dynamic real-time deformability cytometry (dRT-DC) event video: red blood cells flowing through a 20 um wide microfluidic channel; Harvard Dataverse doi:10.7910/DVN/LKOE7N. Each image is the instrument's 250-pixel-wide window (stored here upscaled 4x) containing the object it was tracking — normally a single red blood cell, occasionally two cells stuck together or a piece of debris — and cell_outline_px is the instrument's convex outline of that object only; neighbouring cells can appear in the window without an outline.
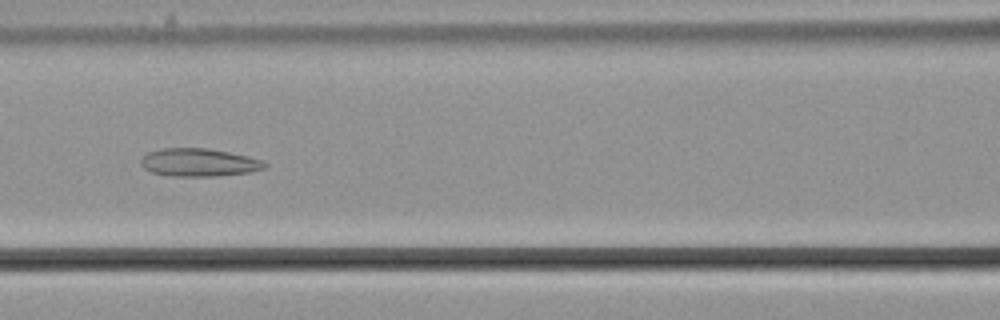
{"species": "common noctule bat (a hibernating species)", "species_latin": "Nyctalus noctula", "temperature_condition": "cold", "stored_images_in_passage": 57, "camera_frame_rate_fps": 3000, "um_per_image_px": 0.085, "animal": {"sex": "male", "body_mass_g": 21.5, "forearm_length_mm": 52.0}, "frame": {"image": 1, "passage_image": 26, "time_ms": 8.333, "image_size_px": [1000, 320], "cell_outline_px": [[268, 168], [248, 172], [216, 176], [172, 176], [152, 172], [144, 168], [140, 164], [140, 160], [148, 152], [164, 148], [208, 148], [248, 156], [264, 160], [268, 164]], "centroid_in_image_um": [16.94, 13.8], "position_along_channel_um": 149.7, "area_um2": 20.23}}
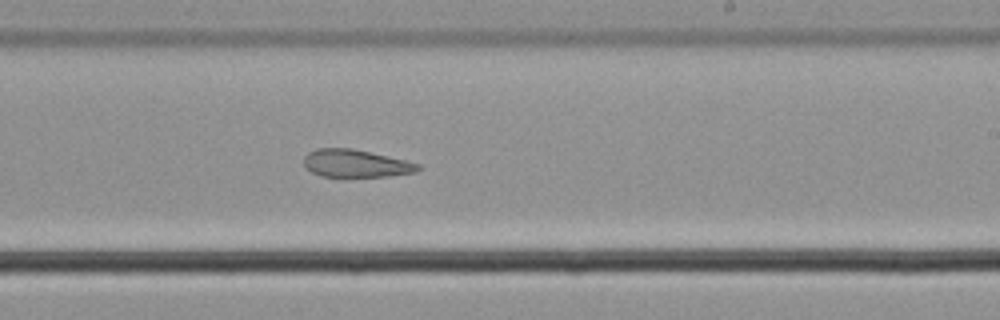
{"frame": {"image": 2, "passage_image": 35, "time_ms": 11.333, "image_size_px": [1000, 320], "cell_outline_px": [[424, 168], [416, 172], [388, 176], [320, 176], [304, 168], [304, 156], [308, 152], [316, 148], [352, 148], [404, 160], [420, 164]], "centroid_in_image_um": [30.22, 13.89], "position_along_channel_um": 258.8, "area_um2": 18.38}}
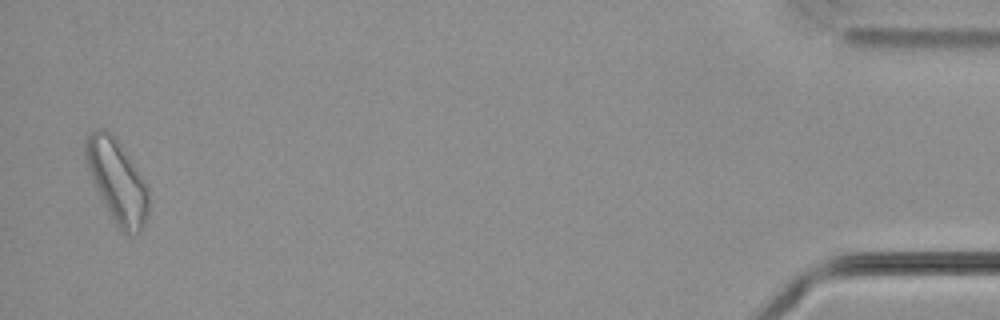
{"frame": {"image": 3, "passage_image": 56, "time_ms": 18.333, "image_size_px": [1000, 320], "cell_outline_px": [[148, 212], [144, 224], [140, 232], [128, 236], [116, 224], [100, 196], [96, 188], [84, 160], [84, 140], [92, 132], [100, 128], [104, 128], [120, 144], [144, 180], [148, 188]], "centroid_in_image_um": [9.94, 15.4], "position_along_channel_um": 425.3, "area_um2": 29.82}, "authors_computed_cell_mechanics": {"area_um2": 23.6402, "velocity_mm_per_s": 3.6447, "shape_relaxation_time_tau1_ms": null, "shape_relaxation_time_tau2_ms": 3.8669, "deformation_change_tau1": null, "deformation_change_tau2": 0.1149}}